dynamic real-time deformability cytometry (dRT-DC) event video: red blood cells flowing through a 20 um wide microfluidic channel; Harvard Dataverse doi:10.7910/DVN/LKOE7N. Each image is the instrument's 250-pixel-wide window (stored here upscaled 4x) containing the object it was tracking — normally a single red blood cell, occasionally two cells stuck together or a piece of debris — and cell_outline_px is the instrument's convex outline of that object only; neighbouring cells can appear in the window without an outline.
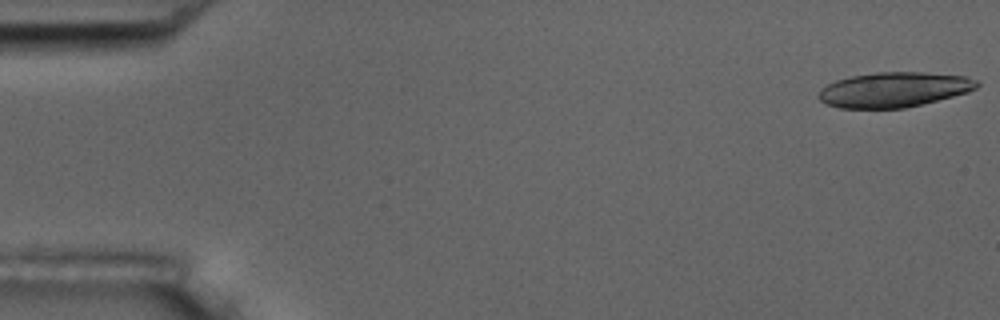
{"species": "common noctule bat (a hibernating species)", "species_latin": "Nyctalus noctula", "temperature_condition": "room temperature", "stored_images_in_passage": 5, "camera_frame_rate_fps": 3000, "um_per_image_px": 0.085, "animal": {"sex": "male", "body_mass_g": 17.5, "forearm_length_mm": 52.3}, "frame": {"image": 1, "passage_image": 1, "time_ms": 0.0, "image_size_px": [1000, 320], "cell_outline_px": [[980, 84], [976, 88], [968, 92], [904, 108], [840, 108], [828, 104], [820, 100], [816, 96], [820, 88], [836, 80], [852, 76], [876, 72], [924, 72], [964, 76], [976, 80]], "centroid_in_image_um": [75.95, 7.61], "position_along_channel_um": 9.0, "area_um2": 32.08}}